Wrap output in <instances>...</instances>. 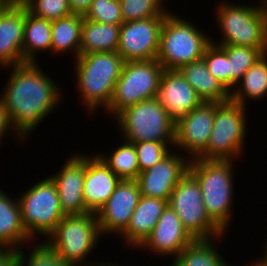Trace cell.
<instances>
[{"mask_svg": "<svg viewBox=\"0 0 267 266\" xmlns=\"http://www.w3.org/2000/svg\"><path fill=\"white\" fill-rule=\"evenodd\" d=\"M172 150L153 167L141 172L137 178L141 196L169 200L181 177L188 171L190 160Z\"/></svg>", "mask_w": 267, "mask_h": 266, "instance_id": "obj_15", "label": "cell"}, {"mask_svg": "<svg viewBox=\"0 0 267 266\" xmlns=\"http://www.w3.org/2000/svg\"><path fill=\"white\" fill-rule=\"evenodd\" d=\"M101 236L97 215L88 212L82 215H65L54 232L43 241L69 266H99V262H89L88 256L98 247Z\"/></svg>", "mask_w": 267, "mask_h": 266, "instance_id": "obj_6", "label": "cell"}, {"mask_svg": "<svg viewBox=\"0 0 267 266\" xmlns=\"http://www.w3.org/2000/svg\"><path fill=\"white\" fill-rule=\"evenodd\" d=\"M186 20L172 11L166 14L156 58L165 70H178L185 64L202 59L211 43L209 34Z\"/></svg>", "mask_w": 267, "mask_h": 266, "instance_id": "obj_5", "label": "cell"}, {"mask_svg": "<svg viewBox=\"0 0 267 266\" xmlns=\"http://www.w3.org/2000/svg\"><path fill=\"white\" fill-rule=\"evenodd\" d=\"M257 2V5L249 3L240 5L227 0L219 2L214 11L216 14L214 19L220 29L221 39L219 38L218 43L213 39L211 42L267 48V0H257Z\"/></svg>", "mask_w": 267, "mask_h": 266, "instance_id": "obj_4", "label": "cell"}, {"mask_svg": "<svg viewBox=\"0 0 267 266\" xmlns=\"http://www.w3.org/2000/svg\"><path fill=\"white\" fill-rule=\"evenodd\" d=\"M51 44V21L34 16L25 7L24 41L22 45L23 63L38 62V52H50Z\"/></svg>", "mask_w": 267, "mask_h": 266, "instance_id": "obj_27", "label": "cell"}, {"mask_svg": "<svg viewBox=\"0 0 267 266\" xmlns=\"http://www.w3.org/2000/svg\"><path fill=\"white\" fill-rule=\"evenodd\" d=\"M193 240L177 213L168 205L139 249L149 250L154 256H170L173 260Z\"/></svg>", "mask_w": 267, "mask_h": 266, "instance_id": "obj_17", "label": "cell"}, {"mask_svg": "<svg viewBox=\"0 0 267 266\" xmlns=\"http://www.w3.org/2000/svg\"><path fill=\"white\" fill-rule=\"evenodd\" d=\"M178 71L203 102L224 103L230 100V92L210 73L203 58L181 66Z\"/></svg>", "mask_w": 267, "mask_h": 266, "instance_id": "obj_23", "label": "cell"}, {"mask_svg": "<svg viewBox=\"0 0 267 266\" xmlns=\"http://www.w3.org/2000/svg\"><path fill=\"white\" fill-rule=\"evenodd\" d=\"M122 144L105 153H96L121 180H137L140 169L134 143L122 139Z\"/></svg>", "mask_w": 267, "mask_h": 266, "instance_id": "obj_29", "label": "cell"}, {"mask_svg": "<svg viewBox=\"0 0 267 266\" xmlns=\"http://www.w3.org/2000/svg\"><path fill=\"white\" fill-rule=\"evenodd\" d=\"M140 197L137 180H121L96 214L101 235L119 237L126 230Z\"/></svg>", "mask_w": 267, "mask_h": 266, "instance_id": "obj_14", "label": "cell"}, {"mask_svg": "<svg viewBox=\"0 0 267 266\" xmlns=\"http://www.w3.org/2000/svg\"><path fill=\"white\" fill-rule=\"evenodd\" d=\"M234 161L195 158L188 167L200 185L207 215L227 234L234 206Z\"/></svg>", "mask_w": 267, "mask_h": 266, "instance_id": "obj_3", "label": "cell"}, {"mask_svg": "<svg viewBox=\"0 0 267 266\" xmlns=\"http://www.w3.org/2000/svg\"><path fill=\"white\" fill-rule=\"evenodd\" d=\"M246 266H248V265L246 264ZM250 266H264V265H262V264L256 259V262H255V260H253Z\"/></svg>", "mask_w": 267, "mask_h": 266, "instance_id": "obj_43", "label": "cell"}, {"mask_svg": "<svg viewBox=\"0 0 267 266\" xmlns=\"http://www.w3.org/2000/svg\"><path fill=\"white\" fill-rule=\"evenodd\" d=\"M165 3V0H120L123 22L166 17L171 10Z\"/></svg>", "mask_w": 267, "mask_h": 266, "instance_id": "obj_32", "label": "cell"}, {"mask_svg": "<svg viewBox=\"0 0 267 266\" xmlns=\"http://www.w3.org/2000/svg\"><path fill=\"white\" fill-rule=\"evenodd\" d=\"M155 98L175 123L203 102L178 70L164 69Z\"/></svg>", "mask_w": 267, "mask_h": 266, "instance_id": "obj_18", "label": "cell"}, {"mask_svg": "<svg viewBox=\"0 0 267 266\" xmlns=\"http://www.w3.org/2000/svg\"><path fill=\"white\" fill-rule=\"evenodd\" d=\"M31 0H8L9 4L16 6H26Z\"/></svg>", "mask_w": 267, "mask_h": 266, "instance_id": "obj_40", "label": "cell"}, {"mask_svg": "<svg viewBox=\"0 0 267 266\" xmlns=\"http://www.w3.org/2000/svg\"><path fill=\"white\" fill-rule=\"evenodd\" d=\"M215 102H202L175 124V148L189 160L198 158L207 147L214 125Z\"/></svg>", "mask_w": 267, "mask_h": 266, "instance_id": "obj_13", "label": "cell"}, {"mask_svg": "<svg viewBox=\"0 0 267 266\" xmlns=\"http://www.w3.org/2000/svg\"><path fill=\"white\" fill-rule=\"evenodd\" d=\"M220 45L229 59V92L237 85L246 71L265 53L267 48H252L229 44Z\"/></svg>", "mask_w": 267, "mask_h": 266, "instance_id": "obj_30", "label": "cell"}, {"mask_svg": "<svg viewBox=\"0 0 267 266\" xmlns=\"http://www.w3.org/2000/svg\"><path fill=\"white\" fill-rule=\"evenodd\" d=\"M41 241H32L29 253L22 248L18 249L16 266H69L47 242H43V239Z\"/></svg>", "mask_w": 267, "mask_h": 266, "instance_id": "obj_31", "label": "cell"}, {"mask_svg": "<svg viewBox=\"0 0 267 266\" xmlns=\"http://www.w3.org/2000/svg\"><path fill=\"white\" fill-rule=\"evenodd\" d=\"M83 16L71 14L51 22L52 44L51 56L71 52L76 59L80 52V36Z\"/></svg>", "mask_w": 267, "mask_h": 266, "instance_id": "obj_28", "label": "cell"}, {"mask_svg": "<svg viewBox=\"0 0 267 266\" xmlns=\"http://www.w3.org/2000/svg\"><path fill=\"white\" fill-rule=\"evenodd\" d=\"M120 181L97 154H85L83 197L90 213H98Z\"/></svg>", "mask_w": 267, "mask_h": 266, "instance_id": "obj_19", "label": "cell"}, {"mask_svg": "<svg viewBox=\"0 0 267 266\" xmlns=\"http://www.w3.org/2000/svg\"><path fill=\"white\" fill-rule=\"evenodd\" d=\"M264 250L262 253H264V257L258 258L257 260L264 266H267V241L265 242V245L263 246Z\"/></svg>", "mask_w": 267, "mask_h": 266, "instance_id": "obj_41", "label": "cell"}, {"mask_svg": "<svg viewBox=\"0 0 267 266\" xmlns=\"http://www.w3.org/2000/svg\"><path fill=\"white\" fill-rule=\"evenodd\" d=\"M17 250L0 248V266H16Z\"/></svg>", "mask_w": 267, "mask_h": 266, "instance_id": "obj_38", "label": "cell"}, {"mask_svg": "<svg viewBox=\"0 0 267 266\" xmlns=\"http://www.w3.org/2000/svg\"><path fill=\"white\" fill-rule=\"evenodd\" d=\"M239 84V85H238ZM267 96V53L259 58L230 92V100L247 107L246 102Z\"/></svg>", "mask_w": 267, "mask_h": 266, "instance_id": "obj_25", "label": "cell"}, {"mask_svg": "<svg viewBox=\"0 0 267 266\" xmlns=\"http://www.w3.org/2000/svg\"><path fill=\"white\" fill-rule=\"evenodd\" d=\"M225 234L211 239H194L171 260L170 266H234L224 260L223 255L218 252L220 249L216 247V241L219 239L221 242Z\"/></svg>", "mask_w": 267, "mask_h": 266, "instance_id": "obj_26", "label": "cell"}, {"mask_svg": "<svg viewBox=\"0 0 267 266\" xmlns=\"http://www.w3.org/2000/svg\"><path fill=\"white\" fill-rule=\"evenodd\" d=\"M168 205L193 239H211L224 234L207 215L200 185L189 170L175 186Z\"/></svg>", "mask_w": 267, "mask_h": 266, "instance_id": "obj_11", "label": "cell"}, {"mask_svg": "<svg viewBox=\"0 0 267 266\" xmlns=\"http://www.w3.org/2000/svg\"><path fill=\"white\" fill-rule=\"evenodd\" d=\"M83 17L99 23L121 25L123 17L120 0H93Z\"/></svg>", "mask_w": 267, "mask_h": 266, "instance_id": "obj_34", "label": "cell"}, {"mask_svg": "<svg viewBox=\"0 0 267 266\" xmlns=\"http://www.w3.org/2000/svg\"><path fill=\"white\" fill-rule=\"evenodd\" d=\"M168 206V200L141 196L122 236L126 246L136 250L149 237Z\"/></svg>", "mask_w": 267, "mask_h": 266, "instance_id": "obj_21", "label": "cell"}, {"mask_svg": "<svg viewBox=\"0 0 267 266\" xmlns=\"http://www.w3.org/2000/svg\"><path fill=\"white\" fill-rule=\"evenodd\" d=\"M44 178L33 183L24 193L17 196L22 223L28 237L32 241L39 242L38 235L41 234V237L44 236L47 239L65 216L54 182L49 176L44 175Z\"/></svg>", "mask_w": 267, "mask_h": 266, "instance_id": "obj_9", "label": "cell"}, {"mask_svg": "<svg viewBox=\"0 0 267 266\" xmlns=\"http://www.w3.org/2000/svg\"><path fill=\"white\" fill-rule=\"evenodd\" d=\"M115 129L124 140L165 142L175 149V122L156 98L140 101L118 113ZM116 120V121H115Z\"/></svg>", "mask_w": 267, "mask_h": 266, "instance_id": "obj_7", "label": "cell"}, {"mask_svg": "<svg viewBox=\"0 0 267 266\" xmlns=\"http://www.w3.org/2000/svg\"><path fill=\"white\" fill-rule=\"evenodd\" d=\"M163 71L164 68L156 59L125 61L111 103L105 110L107 115L114 118L125 108L155 98Z\"/></svg>", "mask_w": 267, "mask_h": 266, "instance_id": "obj_10", "label": "cell"}, {"mask_svg": "<svg viewBox=\"0 0 267 266\" xmlns=\"http://www.w3.org/2000/svg\"><path fill=\"white\" fill-rule=\"evenodd\" d=\"M25 7L34 16L51 22L72 14L69 0H31Z\"/></svg>", "mask_w": 267, "mask_h": 266, "instance_id": "obj_36", "label": "cell"}, {"mask_svg": "<svg viewBox=\"0 0 267 266\" xmlns=\"http://www.w3.org/2000/svg\"><path fill=\"white\" fill-rule=\"evenodd\" d=\"M8 3V0H0V11L3 9V7Z\"/></svg>", "mask_w": 267, "mask_h": 266, "instance_id": "obj_44", "label": "cell"}, {"mask_svg": "<svg viewBox=\"0 0 267 266\" xmlns=\"http://www.w3.org/2000/svg\"><path fill=\"white\" fill-rule=\"evenodd\" d=\"M11 133L14 134L13 138L19 140L18 143L19 142H23V141H20L22 139L16 134L15 131H13L12 124L10 122L8 113H7L5 107L3 106V103H2V101L0 99V145H2L1 143L3 141H6L7 135L10 136Z\"/></svg>", "mask_w": 267, "mask_h": 266, "instance_id": "obj_37", "label": "cell"}, {"mask_svg": "<svg viewBox=\"0 0 267 266\" xmlns=\"http://www.w3.org/2000/svg\"><path fill=\"white\" fill-rule=\"evenodd\" d=\"M25 7L7 3L0 11V68L23 64Z\"/></svg>", "mask_w": 267, "mask_h": 266, "instance_id": "obj_20", "label": "cell"}, {"mask_svg": "<svg viewBox=\"0 0 267 266\" xmlns=\"http://www.w3.org/2000/svg\"><path fill=\"white\" fill-rule=\"evenodd\" d=\"M134 145L140 173L153 167L172 151L165 142L140 141L134 142Z\"/></svg>", "mask_w": 267, "mask_h": 266, "instance_id": "obj_35", "label": "cell"}, {"mask_svg": "<svg viewBox=\"0 0 267 266\" xmlns=\"http://www.w3.org/2000/svg\"><path fill=\"white\" fill-rule=\"evenodd\" d=\"M115 264H113V262L112 263H110V262H105V263H101V265H99V266H118V264H116V262H114ZM108 264V265H107ZM121 266H124V265H121Z\"/></svg>", "mask_w": 267, "mask_h": 266, "instance_id": "obj_42", "label": "cell"}, {"mask_svg": "<svg viewBox=\"0 0 267 266\" xmlns=\"http://www.w3.org/2000/svg\"><path fill=\"white\" fill-rule=\"evenodd\" d=\"M121 25L99 23L83 17L79 55L117 51Z\"/></svg>", "mask_w": 267, "mask_h": 266, "instance_id": "obj_24", "label": "cell"}, {"mask_svg": "<svg viewBox=\"0 0 267 266\" xmlns=\"http://www.w3.org/2000/svg\"><path fill=\"white\" fill-rule=\"evenodd\" d=\"M5 68L11 71L6 85L1 90L0 99L8 113L13 131L24 144L40 123L60 107L58 105L64 97L60 91L62 87L60 88V83L45 73L37 62Z\"/></svg>", "mask_w": 267, "mask_h": 266, "instance_id": "obj_1", "label": "cell"}, {"mask_svg": "<svg viewBox=\"0 0 267 266\" xmlns=\"http://www.w3.org/2000/svg\"><path fill=\"white\" fill-rule=\"evenodd\" d=\"M203 59L210 73L229 91V59L226 51L211 42L205 49Z\"/></svg>", "mask_w": 267, "mask_h": 266, "instance_id": "obj_33", "label": "cell"}, {"mask_svg": "<svg viewBox=\"0 0 267 266\" xmlns=\"http://www.w3.org/2000/svg\"><path fill=\"white\" fill-rule=\"evenodd\" d=\"M93 0H69L70 10L73 14L84 16L89 10Z\"/></svg>", "mask_w": 267, "mask_h": 266, "instance_id": "obj_39", "label": "cell"}, {"mask_svg": "<svg viewBox=\"0 0 267 266\" xmlns=\"http://www.w3.org/2000/svg\"><path fill=\"white\" fill-rule=\"evenodd\" d=\"M165 17L126 21L121 24L117 52L125 61L156 59Z\"/></svg>", "mask_w": 267, "mask_h": 266, "instance_id": "obj_12", "label": "cell"}, {"mask_svg": "<svg viewBox=\"0 0 267 266\" xmlns=\"http://www.w3.org/2000/svg\"><path fill=\"white\" fill-rule=\"evenodd\" d=\"M49 177L54 182L64 215H82L89 211L85 207L83 184L85 178V155L74 153L64 162L59 172Z\"/></svg>", "mask_w": 267, "mask_h": 266, "instance_id": "obj_16", "label": "cell"}, {"mask_svg": "<svg viewBox=\"0 0 267 266\" xmlns=\"http://www.w3.org/2000/svg\"><path fill=\"white\" fill-rule=\"evenodd\" d=\"M75 60L76 91L80 93L84 111L93 115L101 108L105 114L125 60L117 51L79 55Z\"/></svg>", "mask_w": 267, "mask_h": 266, "instance_id": "obj_2", "label": "cell"}, {"mask_svg": "<svg viewBox=\"0 0 267 266\" xmlns=\"http://www.w3.org/2000/svg\"><path fill=\"white\" fill-rule=\"evenodd\" d=\"M13 198L0 189V248L18 250L32 240L22 223L18 197Z\"/></svg>", "mask_w": 267, "mask_h": 266, "instance_id": "obj_22", "label": "cell"}, {"mask_svg": "<svg viewBox=\"0 0 267 266\" xmlns=\"http://www.w3.org/2000/svg\"><path fill=\"white\" fill-rule=\"evenodd\" d=\"M247 107L231 100L215 102L214 125L206 150L198 157L204 160H237L244 154L248 112ZM247 121V122H246Z\"/></svg>", "mask_w": 267, "mask_h": 266, "instance_id": "obj_8", "label": "cell"}]
</instances>
